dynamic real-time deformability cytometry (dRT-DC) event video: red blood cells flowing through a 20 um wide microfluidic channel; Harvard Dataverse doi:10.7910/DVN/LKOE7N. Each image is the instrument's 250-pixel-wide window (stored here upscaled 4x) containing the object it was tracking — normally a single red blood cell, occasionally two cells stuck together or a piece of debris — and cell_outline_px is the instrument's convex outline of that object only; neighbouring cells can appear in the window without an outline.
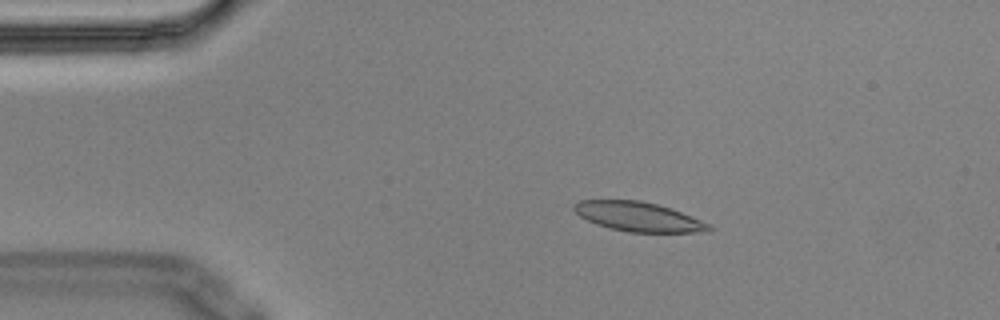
{"species": "Egyptian fruit bat (a non-hibernating species)", "species_latin": "Rousettus aegyptiacus", "temperature_condition": "cold", "stored_images_in_passage": 5, "camera_frame_rate_fps": 3000, "um_per_image_px": 0.085, "animal": {"sex": "male"}, "frame": {"image": 1, "passage_image": 3, "time_ms": 0.667, "image_size_px": [1000, 320], "cell_outline_px": [[712, 228], [708, 232], [628, 232], [596, 224], [580, 216], [572, 208], [572, 204], [580, 200], [640, 200], [672, 208], [712, 224]], "centroid_in_image_um": [54.29, 18.41], "position_along_channel_um": 30.7, "area_um2": 23.18}}
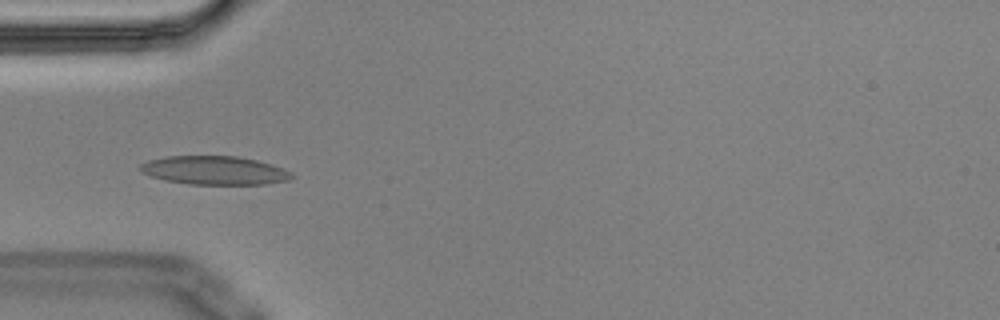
{"frame": {"image": 2, "passage_image": 5, "time_ms": 1.333, "image_size_px": [1000, 320], "cell_outline_px": [[296, 176], [288, 180], [268, 184], [188, 184], [164, 180], [140, 172], [140, 164], [148, 160], [168, 156], [236, 156], [256, 160], [272, 164], [284, 168], [292, 172]], "centroid_in_image_um": [18.26, 14.48], "position_along_channel_um": 66.7, "area_um2": 25.37}}